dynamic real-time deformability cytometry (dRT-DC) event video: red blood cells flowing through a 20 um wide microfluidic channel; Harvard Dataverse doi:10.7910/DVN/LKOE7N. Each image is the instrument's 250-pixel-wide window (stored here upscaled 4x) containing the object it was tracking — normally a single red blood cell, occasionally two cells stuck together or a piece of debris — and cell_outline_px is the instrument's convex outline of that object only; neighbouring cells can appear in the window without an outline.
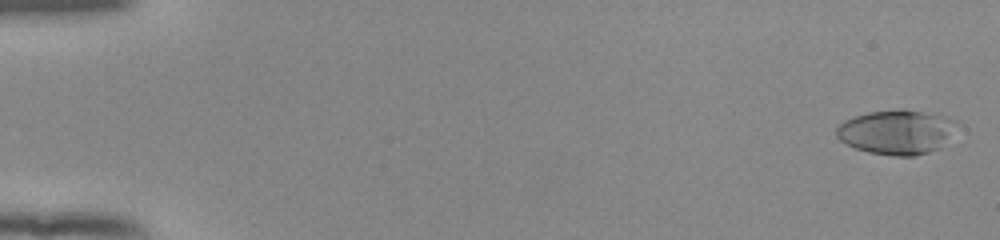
{"species": "human", "species_latin": "Homo sapiens", "temperature_condition": "room temperature", "stored_images_in_passage": 53, "camera_frame_rate_fps": 3000, "um_per_image_px": 0.085, "donor": {"sex": "female"}, "frame": {"image": 1, "passage_image": 1, "time_ms": 0.0, "image_size_px": [1000, 240], "cell_outline_px": [[960, 124], [940, 148], [928, 152], [912, 156], [892, 156], [868, 152], [856, 148], [840, 140], [836, 136], [836, 128], [844, 120], [868, 112], [900, 108], [948, 116], [960, 120]], "centroid_in_image_um": [76.26, 11.2], "position_along_channel_um": 8.7, "area_um2": 31.56}}
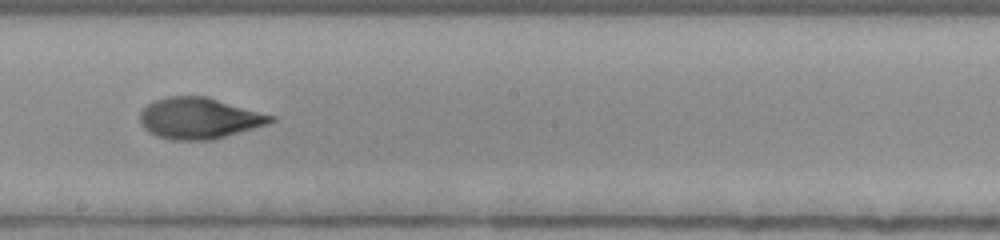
{"frame": {"image": 2, "passage_image": 31, "time_ms": 10.0, "image_size_px": [1000, 240], "cell_outline_px": [[276, 120], [252, 128], [212, 140], [172, 140], [156, 136], [148, 132], [140, 124], [140, 112], [152, 100], [168, 96], [208, 96], [276, 116]], "centroid_in_image_um": [16.89, 10.04], "position_along_channel_um": 231.3, "area_um2": 31.44}}
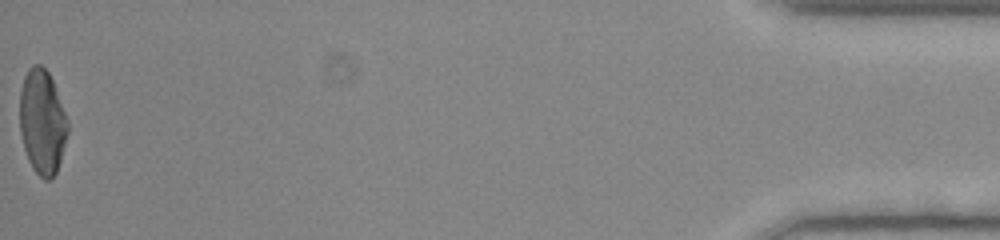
{"frame": {"image": 3, "passage_image": 53, "time_ms": 17.333, "image_size_px": [1000, 240], "cell_outline_px": [[68, 132], [60, 160], [56, 172], [48, 180], [44, 180], [32, 168], [28, 160], [24, 148], [20, 132], [20, 92], [24, 76], [28, 68], [32, 64], [40, 64], [48, 72], [52, 80], [68, 120]], "centroid_in_image_um": [3.58, 10.35], "position_along_channel_um": 431.6, "area_um2": 29.13}, "authors_computed_cell_mechanics": {"area_um2": 30.7496, "velocity_mm_per_s": 3.9726, "shape_relaxation_time_tau1_ms": 4.9401, "shape_relaxation_time_tau2_ms": 1.7981, "deformation_change_tau1": 0.235, "deformation_change_tau2": 0.0556}}